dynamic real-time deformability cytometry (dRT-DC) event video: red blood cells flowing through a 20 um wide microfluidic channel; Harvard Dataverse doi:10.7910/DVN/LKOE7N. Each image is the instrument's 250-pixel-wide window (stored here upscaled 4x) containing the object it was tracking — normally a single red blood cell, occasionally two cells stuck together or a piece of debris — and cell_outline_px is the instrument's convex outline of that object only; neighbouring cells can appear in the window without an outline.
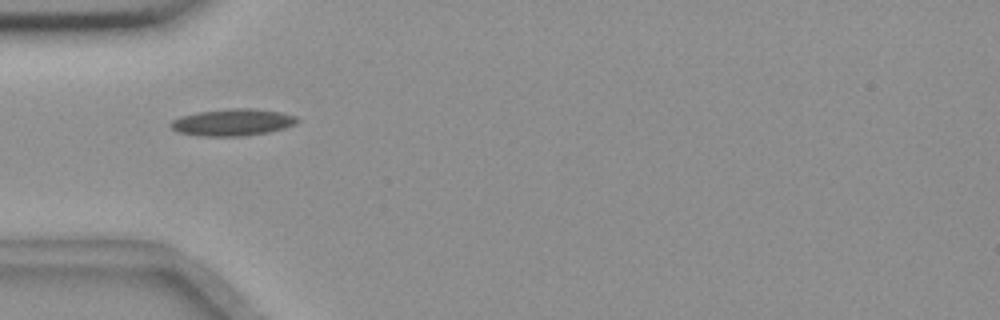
{"species": "common noctule bat (a hibernating species)", "species_latin": "Nyctalus noctula", "temperature_condition": "room temperature", "stored_images_in_passage": 4, "camera_frame_rate_fps": 3000, "um_per_image_px": 0.085, "animal": {"sex": "female", "body_mass_g": 18.4}, "frame": {"image": 1, "passage_image": 2, "time_ms": 1.333, "image_size_px": [1000, 320], "cell_outline_px": [[300, 120], [296, 124], [284, 128], [268, 132], [244, 136], [200, 136], [176, 132], [168, 124], [172, 120], [180, 116], [196, 112], [232, 108], [252, 108], [280, 112], [296, 116]], "centroid_in_image_um": [19.75, 10.4], "position_along_channel_um": 65.3, "area_um2": 20.0}}
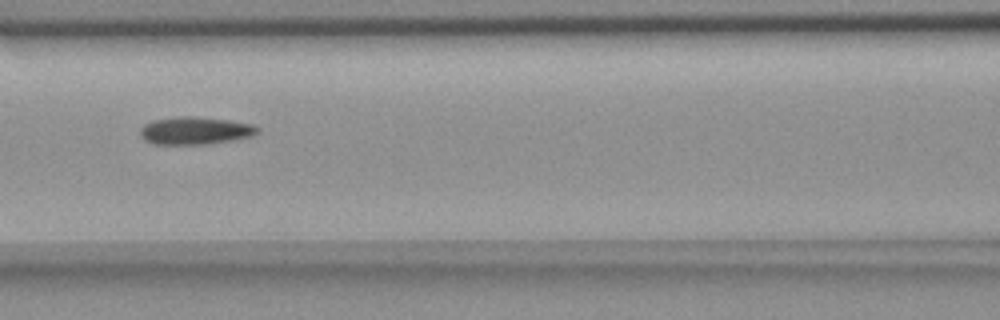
{"frame": {"image": 2, "passage_image": 4, "time_ms": 3.667, "image_size_px": [1000, 320], "cell_outline_px": [[260, 132], [252, 136], [232, 140], [204, 144], [152, 144], [144, 140], [140, 136], [140, 128], [144, 124], [152, 120], [176, 116], [192, 116], [228, 120], [252, 124], [260, 128]], "centroid_in_image_um": [16.56, 11.1], "position_along_channel_um": 150.0, "area_um2": 19.02}}